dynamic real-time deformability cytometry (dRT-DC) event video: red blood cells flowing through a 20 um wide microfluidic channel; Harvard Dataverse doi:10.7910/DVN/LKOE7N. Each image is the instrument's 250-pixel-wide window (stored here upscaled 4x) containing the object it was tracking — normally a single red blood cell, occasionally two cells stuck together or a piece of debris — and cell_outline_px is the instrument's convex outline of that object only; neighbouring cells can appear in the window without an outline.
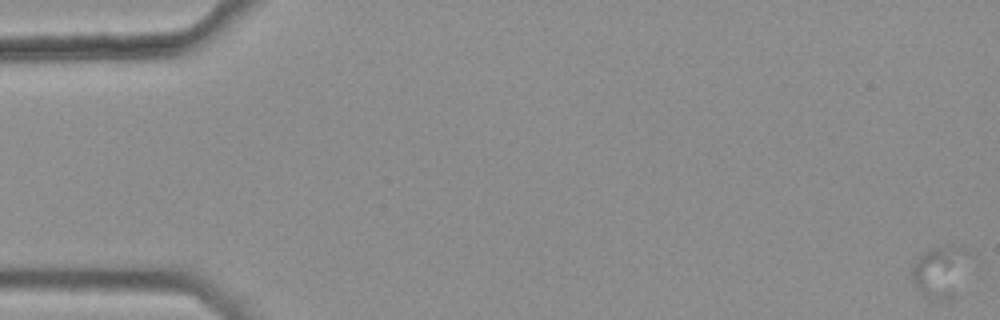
{"species": "common noctule bat (a hibernating species)", "species_latin": "Nyctalus noctula", "temperature_condition": "warm", "stored_images_in_passage": 37, "camera_frame_rate_fps": 3000, "um_per_image_px": 0.085, "animal": {"sex": "female", "body_mass_g": 25.1}, "frame": {"image": 1, "passage_image": 1, "time_ms": 0.0, "image_size_px": [1000, 320], "cell_outline_px": [[976, 252], [952, 296], [940, 300], [936, 300], [924, 296], [920, 292], [912, 280], [912, 268], [916, 260], [928, 248], [944, 244], [964, 244]], "centroid_in_image_um": [80.02, 22.94], "position_along_channel_um": 5.0, "area_um2": 18.03}}
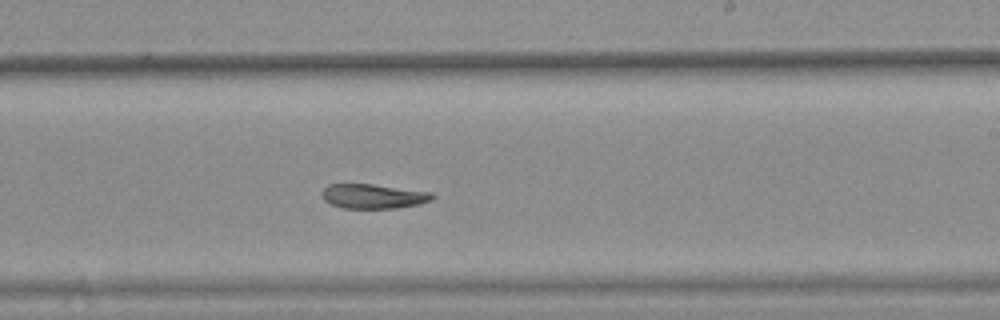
{"frame": {"image": 2, "passage_image": 25, "time_ms": 8.0, "image_size_px": [1000, 320], "cell_outline_px": [[436, 196], [432, 200], [420, 204], [396, 208], [344, 208], [332, 204], [324, 200], [320, 192], [328, 184], [372, 184], [432, 192]], "centroid_in_image_um": [31.75, 16.68], "position_along_channel_um": 257.3, "area_um2": 15.84}}
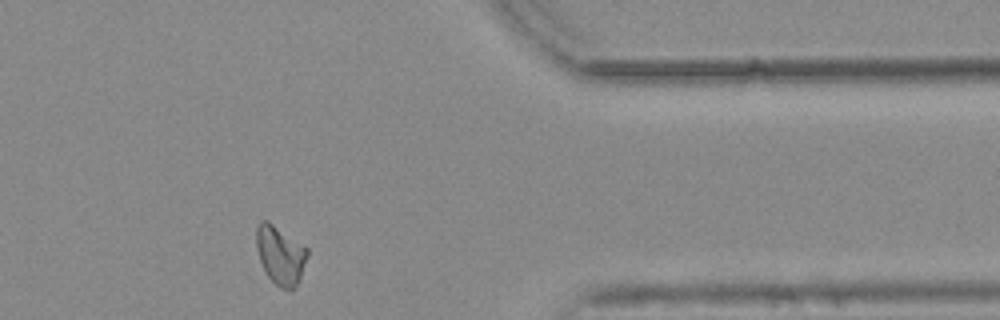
{"frame": {"image": 3, "passage_image": 37, "time_ms": 12.0, "image_size_px": [1000, 320], "cell_outline_px": [[308, 256], [300, 280], [292, 292], [280, 288], [268, 276], [260, 260], [256, 248], [256, 228], [260, 220], [268, 220], [308, 248]], "centroid_in_image_um": [23.85, 21.69], "position_along_channel_um": 387.6, "area_um2": 17.63}, "authors_computed_cell_mechanics": {"area_um2": 17.34, "velocity_mm_per_s": 3.74, "shape_relaxation_time_tau1_ms": null, "shape_relaxation_time_tau2_ms": 5.1901, "deformation_change_tau1": null, "deformation_change_tau2": 0.1032}}